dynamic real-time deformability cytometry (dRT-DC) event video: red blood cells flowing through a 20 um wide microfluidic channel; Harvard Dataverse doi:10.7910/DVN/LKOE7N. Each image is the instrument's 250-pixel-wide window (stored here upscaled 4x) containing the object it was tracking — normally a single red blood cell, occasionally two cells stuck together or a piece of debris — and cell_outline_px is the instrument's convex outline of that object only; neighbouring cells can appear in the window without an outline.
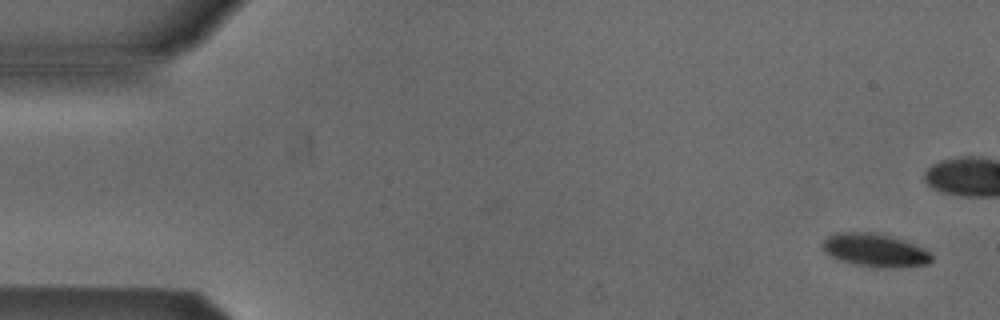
{"species": "Egyptian fruit bat (a non-hibernating species)", "species_latin": "Rousettus aegyptiacus", "temperature_condition": "cold", "stored_images_in_passage": 5, "camera_frame_rate_fps": 3000, "um_per_image_px": 0.085, "animal": {"sex": "male"}, "frame": {"image": 1, "passage_image": 1, "time_ms": 0.0, "image_size_px": [1000, 320], "cell_outline_px": [[932, 260], [928, 264], [896, 268], [876, 268], [856, 264], [840, 260], [828, 256], [824, 252], [820, 244], [828, 236], [836, 232], [872, 232], [892, 236], [904, 240], [924, 248], [932, 256]], "centroid_in_image_um": [74.34, 21.27], "position_along_channel_um": 10.7, "area_um2": 21.39}}
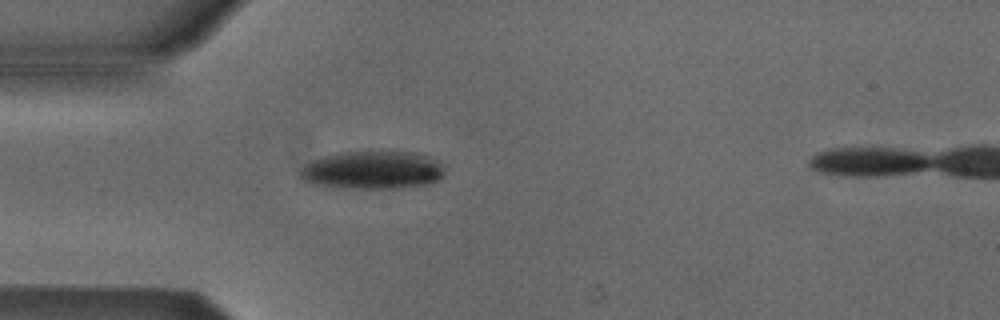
{"frame": {"image": 2, "passage_image": 5, "time_ms": 5.667, "image_size_px": [1000, 320], "cell_outline_px": [[444, 176], [440, 180], [428, 184], [400, 188], [336, 188], [316, 184], [304, 180], [300, 176], [300, 168], [304, 164], [312, 160], [324, 156], [344, 152], [420, 152], [440, 160], [444, 164]], "centroid_in_image_um": [31.74, 14.46], "position_along_channel_um": 53.3, "area_um2": 32.48}}